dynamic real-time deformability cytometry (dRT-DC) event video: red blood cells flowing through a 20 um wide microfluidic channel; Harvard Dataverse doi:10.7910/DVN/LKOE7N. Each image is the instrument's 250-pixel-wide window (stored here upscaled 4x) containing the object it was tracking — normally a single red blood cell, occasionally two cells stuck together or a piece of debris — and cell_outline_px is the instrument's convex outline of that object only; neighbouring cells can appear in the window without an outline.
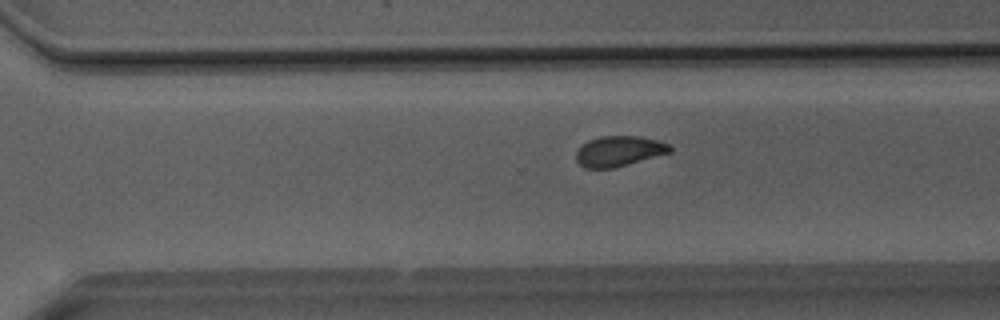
{"species": "Egyptian fruit bat (a non-hibernating species)", "species_latin": "Rousettus aegyptiacus", "temperature_condition": "room temperature", "stored_images_in_passage": 36, "camera_frame_rate_fps": 3000, "um_per_image_px": 0.085, "animal": {"sex": "male"}, "frame": {"image": 1, "passage_image": 21, "time_ms": 6.667, "image_size_px": [1000, 320], "cell_outline_px": [[672, 152], [628, 164], [612, 168], [584, 168], [576, 160], [576, 152], [588, 140], [600, 136], [636, 136], [656, 140], [668, 144], [672, 148]], "centroid_in_image_um": [52.61, 12.85], "position_along_channel_um": 318.0, "area_um2": 16.42}}
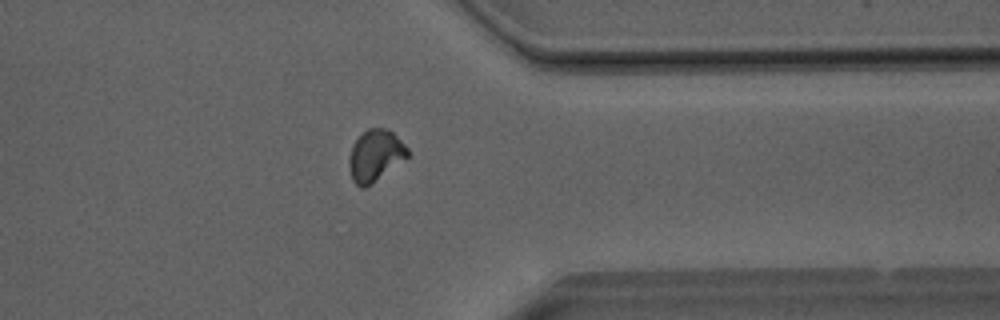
{"frame": {"image": 2, "passage_image": 26, "time_ms": 8.333, "image_size_px": [1000, 320], "cell_outline_px": [[408, 156], [364, 188], [360, 188], [352, 180], [348, 164], [348, 156], [352, 144], [368, 128], [388, 128], [408, 148]], "centroid_in_image_um": [31.85, 13.2], "position_along_channel_um": 379.5, "area_um2": 17.22}}
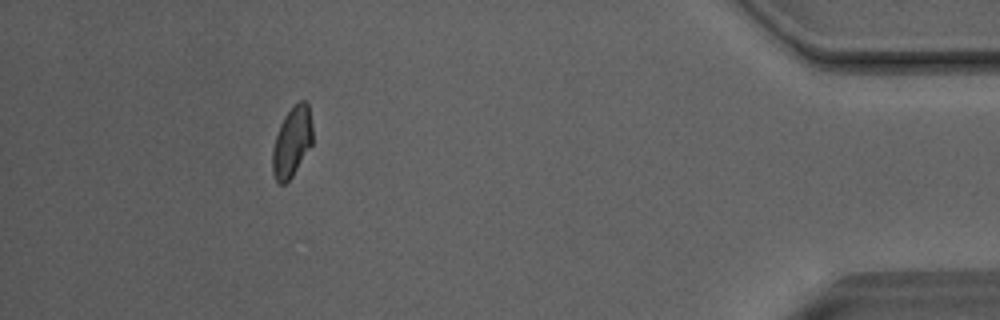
{"frame": {"image": 3, "passage_image": 32, "time_ms": 10.333, "image_size_px": [1000, 320], "cell_outline_px": [[312, 144], [292, 176], [284, 184], [280, 184], [276, 180], [272, 172], [272, 148], [280, 124], [284, 116], [300, 100], [304, 100], [308, 104], [312, 124]], "centroid_in_image_um": [24.81, 12.06], "position_along_channel_um": 410.4, "area_um2": 16.24}, "authors_computed_cell_mechanics": {"area_um2": 16.9354, "velocity_mm_per_s": 4.0476, "shape_relaxation_time_tau1_ms": 4.9045, "shape_relaxation_time_tau2_ms": 2.323, "deformation_change_tau1": 0.1169, "deformation_change_tau2": 0.0579}}